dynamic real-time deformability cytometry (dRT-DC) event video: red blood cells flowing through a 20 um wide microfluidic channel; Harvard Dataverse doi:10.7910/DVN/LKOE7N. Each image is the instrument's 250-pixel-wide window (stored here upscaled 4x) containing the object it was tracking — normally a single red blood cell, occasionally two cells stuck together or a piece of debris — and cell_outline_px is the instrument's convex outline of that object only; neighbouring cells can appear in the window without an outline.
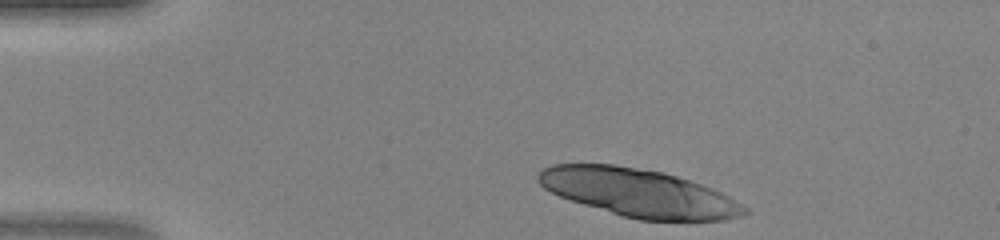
{"species": "human", "species_latin": "Homo sapiens", "temperature_condition": "warm", "stored_images_in_passage": 13, "camera_frame_rate_fps": 3000, "um_per_image_px": 0.085, "donor": {"sex": "female"}, "frame": {"image": 1, "passage_image": 1, "time_ms": 0.0, "image_size_px": [1000, 240], "cell_outline_px": [[752, 212], [744, 216], [724, 220], [640, 220], [624, 216], [584, 204], [560, 196], [544, 188], [536, 180], [536, 176], [544, 168], [552, 164], [616, 164], [660, 172], [676, 176], [700, 184], [720, 192], [728, 196], [748, 208]], "centroid_in_image_um": [54.31, 16.39], "position_along_channel_um": 30.7, "area_um2": 57.05}}
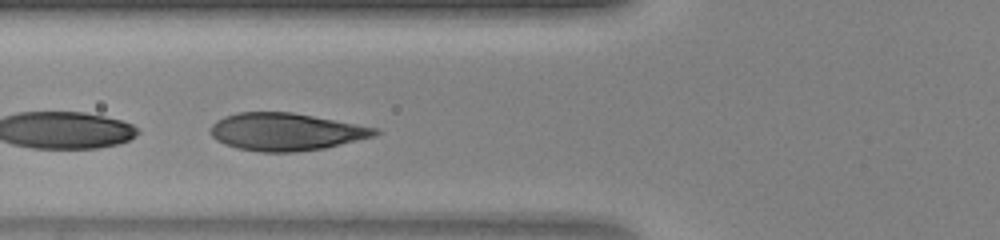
{"frame": {"image": 2, "passage_image": 11, "time_ms": 3.333, "image_size_px": [1000, 240], "cell_outline_px": [[380, 132], [376, 136], [324, 148], [296, 152], [260, 152], [236, 148], [224, 144], [216, 140], [208, 132], [212, 124], [216, 120], [224, 116], [236, 112], [292, 112], [380, 128]], "centroid_in_image_um": [24.29, 11.2], "position_along_channel_um": 101.5, "area_um2": 36.3}}